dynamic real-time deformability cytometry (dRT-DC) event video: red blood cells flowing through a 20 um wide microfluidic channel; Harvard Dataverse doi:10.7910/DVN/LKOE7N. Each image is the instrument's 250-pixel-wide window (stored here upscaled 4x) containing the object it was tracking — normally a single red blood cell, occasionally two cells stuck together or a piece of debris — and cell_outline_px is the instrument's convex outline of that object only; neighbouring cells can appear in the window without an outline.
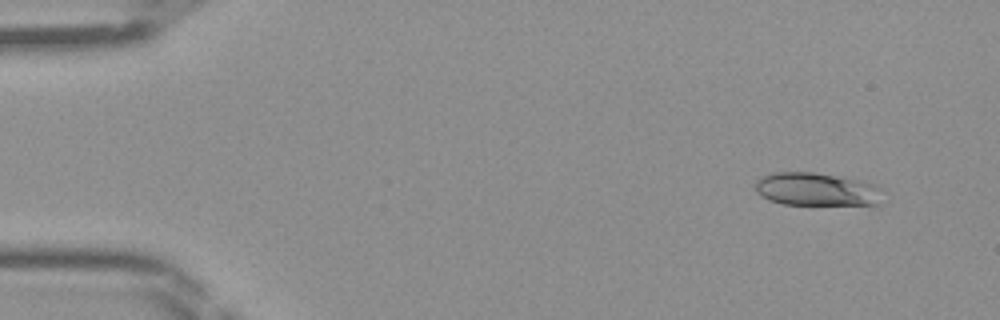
{"species": "Egyptian fruit bat (a non-hibernating species)", "species_latin": "Rousettus aegyptiacus", "temperature_condition": "room temperature", "stored_images_in_passage": 43, "camera_frame_rate_fps": 3000, "um_per_image_px": 0.085, "frame": {"image": 1, "passage_image": 2, "time_ms": 0.333, "image_size_px": [1000, 320], "cell_outline_px": [[880, 204], [780, 204], [768, 200], [756, 192], [756, 180], [772, 172], [812, 172], [860, 180], [876, 184], [880, 188]], "centroid_in_image_um": [69.37, 16.09], "position_along_channel_um": 15.6, "area_um2": 24.39}}
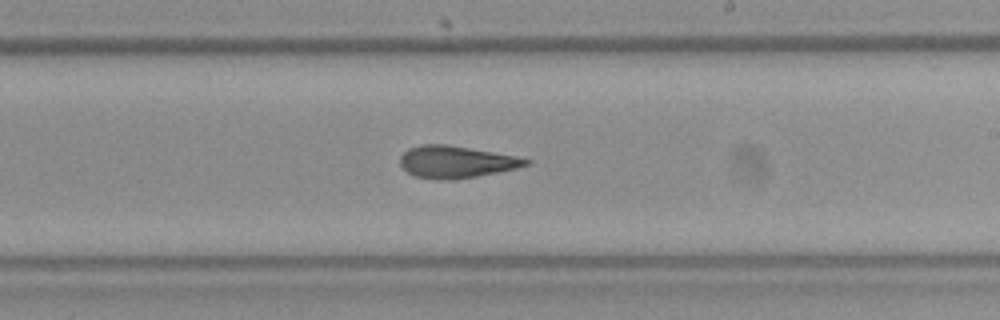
{"frame": {"image": 2, "passage_image": 25, "time_ms": 8.0, "image_size_px": [1000, 320], "cell_outline_px": [[532, 160], [528, 164], [516, 168], [476, 176], [452, 180], [444, 180], [416, 176], [408, 172], [400, 164], [400, 156], [408, 148], [420, 144], [444, 144], [516, 156]], "centroid_in_image_um": [38.73, 13.75], "position_along_channel_um": 250.3, "area_um2": 23.12}}
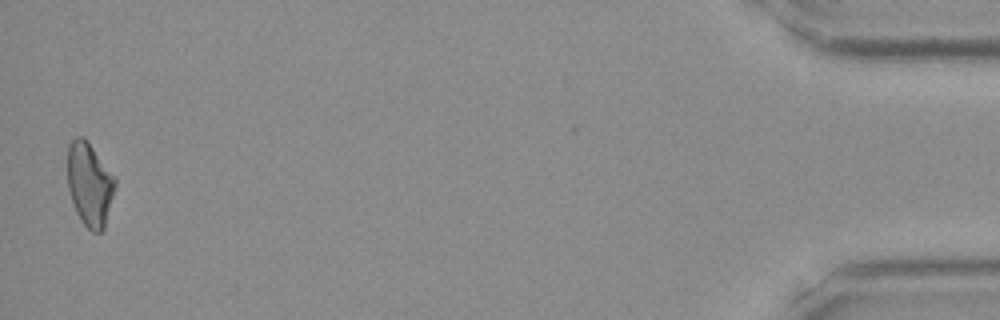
{"frame": {"image": 3, "passage_image": 43, "time_ms": 14.0, "image_size_px": [1000, 320], "cell_outline_px": [[116, 184], [104, 228], [100, 232], [92, 232], [84, 224], [76, 212], [68, 188], [68, 144], [76, 136], [84, 136], [116, 180]], "centroid_in_image_um": [7.6, 15.66], "position_along_channel_um": 427.6, "area_um2": 22.77}}